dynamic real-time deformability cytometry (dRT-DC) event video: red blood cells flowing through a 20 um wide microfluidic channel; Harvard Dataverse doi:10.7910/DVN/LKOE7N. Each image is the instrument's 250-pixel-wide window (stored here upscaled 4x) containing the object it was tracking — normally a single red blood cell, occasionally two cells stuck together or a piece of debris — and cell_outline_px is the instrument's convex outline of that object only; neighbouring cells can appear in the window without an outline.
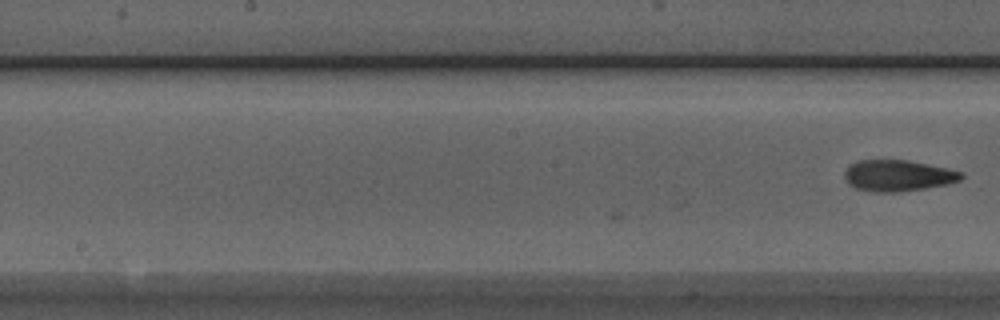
{"species": "Egyptian fruit bat (a non-hibernating species)", "species_latin": "Rousettus aegyptiacus", "temperature_condition": "room temperature", "stored_images_in_passage": 10, "camera_frame_rate_fps": 3000, "um_per_image_px": 0.085, "animal": {"sex": "male"}, "frame": {"image": 1, "passage_image": 10, "time_ms": 3.0, "image_size_px": [1000, 320], "cell_outline_px": [[964, 176], [960, 180], [948, 184], [900, 192], [872, 192], [856, 188], [848, 184], [844, 180], [844, 172], [848, 164], [856, 160], [908, 160], [948, 168], [964, 172]], "centroid_in_image_um": [76.3, 14.92], "position_along_channel_um": 171.9, "area_um2": 21.56}}